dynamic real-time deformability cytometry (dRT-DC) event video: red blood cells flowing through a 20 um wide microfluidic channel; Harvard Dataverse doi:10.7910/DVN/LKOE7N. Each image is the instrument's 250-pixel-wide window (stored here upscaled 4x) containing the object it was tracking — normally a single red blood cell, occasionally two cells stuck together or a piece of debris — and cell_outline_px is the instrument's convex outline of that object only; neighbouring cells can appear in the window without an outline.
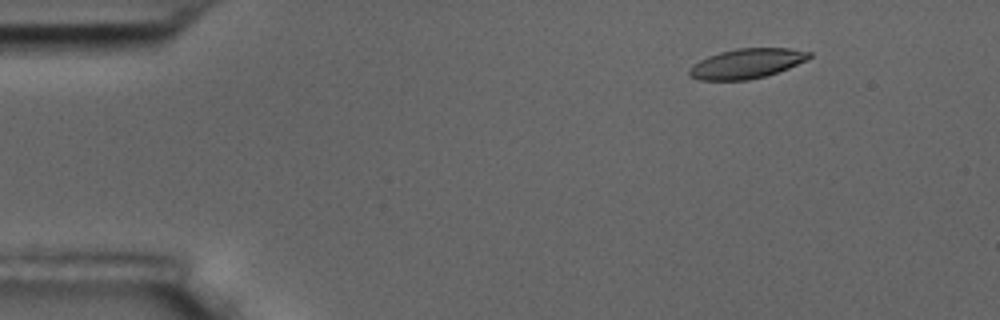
{"species": "common noctule bat (a hibernating species)", "species_latin": "Nyctalus noctula", "temperature_condition": "room temperature", "stored_images_in_passage": 4, "camera_frame_rate_fps": 3000, "um_per_image_px": 0.085, "animal": {"sex": "male", "body_mass_g": 17.5, "forearm_length_mm": 52.3}, "frame": {"image": 1, "passage_image": 2, "time_ms": 1.333, "image_size_px": [1000, 320], "cell_outline_px": [[812, 56], [808, 60], [788, 68], [764, 76], [748, 80], [700, 80], [688, 76], [688, 68], [692, 64], [708, 56], [720, 52], [736, 48], [792, 48], [812, 52]], "centroid_in_image_um": [63.46, 5.39], "position_along_channel_um": 21.5, "area_um2": 20.98}}